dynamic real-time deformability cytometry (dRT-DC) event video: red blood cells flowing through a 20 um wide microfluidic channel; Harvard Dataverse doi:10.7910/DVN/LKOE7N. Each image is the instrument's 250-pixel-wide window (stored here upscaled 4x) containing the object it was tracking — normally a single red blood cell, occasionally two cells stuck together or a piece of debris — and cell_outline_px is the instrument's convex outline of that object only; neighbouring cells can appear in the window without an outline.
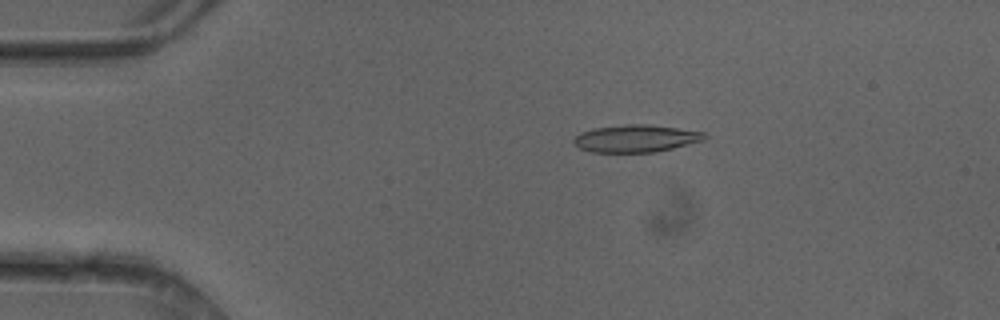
{"species": "common noctule bat (a hibernating species)", "species_latin": "Nyctalus noctula", "temperature_condition": "cold", "stored_images_in_passage": 6, "camera_frame_rate_fps": 3000, "um_per_image_px": 0.085, "animal": {"sex": "female"}, "frame": {"image": 1, "passage_image": 3, "time_ms": 0.667, "image_size_px": [1000, 320], "cell_outline_px": [[708, 136], [704, 140], [656, 152], [592, 152], [580, 148], [572, 144], [572, 140], [580, 132], [592, 128], [628, 124], [648, 124], [704, 132]], "centroid_in_image_um": [54.01, 11.77], "position_along_channel_um": 31.0, "area_um2": 20.87}}
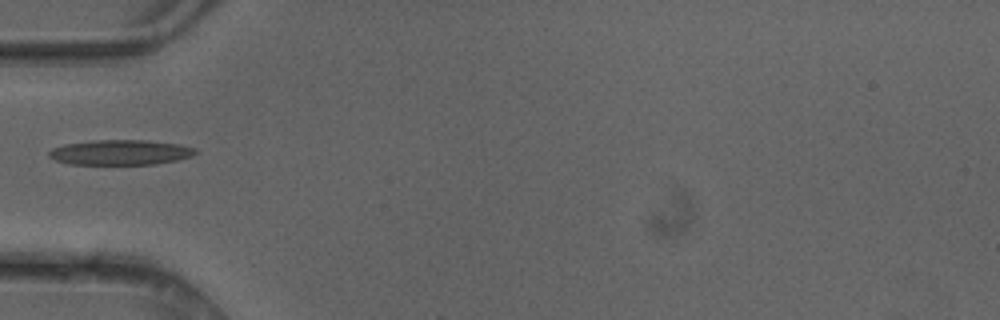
{"frame": {"image": 2, "passage_image": 5, "time_ms": 1.333, "image_size_px": [1000, 320], "cell_outline_px": [[200, 152], [192, 156], [176, 160], [156, 164], [68, 164], [56, 160], [48, 156], [48, 152], [52, 148], [64, 144], [92, 140], [148, 140], [180, 144], [196, 148]], "centroid_in_image_um": [10.26, 12.94], "position_along_channel_um": 74.7, "area_um2": 21.62}}
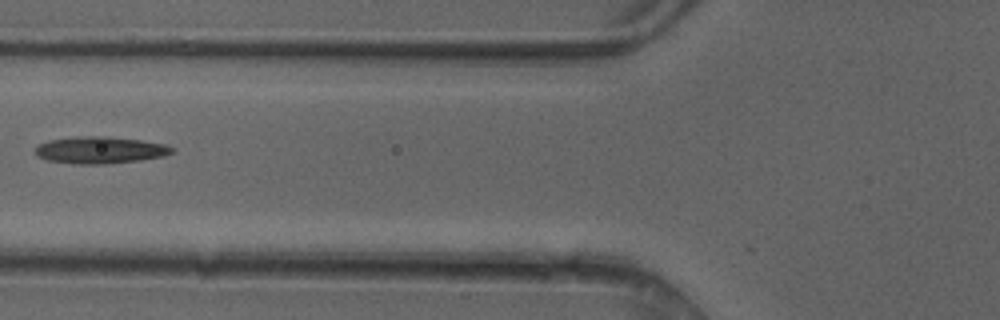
{"frame": {"image": 3, "passage_image": 6, "time_ms": 1.667, "image_size_px": [1000, 320], "cell_outline_px": [[176, 148], [172, 152], [164, 156], [140, 160], [104, 164], [72, 164], [48, 160], [36, 156], [32, 152], [40, 144], [48, 140], [76, 136], [108, 136], [140, 140], [168, 144]], "centroid_in_image_um": [8.5, 12.75], "position_along_channel_um": 117.3, "area_um2": 21.73}}